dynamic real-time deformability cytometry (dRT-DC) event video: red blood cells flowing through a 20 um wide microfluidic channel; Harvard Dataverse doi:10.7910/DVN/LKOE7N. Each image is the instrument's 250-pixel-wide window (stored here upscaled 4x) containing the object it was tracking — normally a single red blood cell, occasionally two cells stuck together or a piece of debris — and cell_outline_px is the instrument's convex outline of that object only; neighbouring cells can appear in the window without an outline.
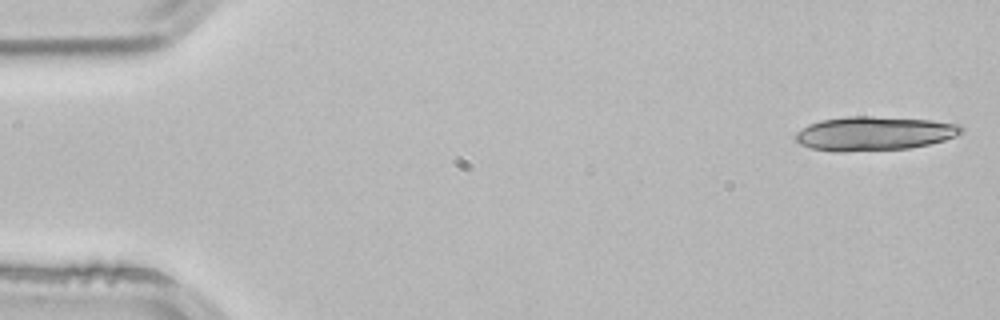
{"species": "common noctule bat (a hibernating species)", "species_latin": "Nyctalus noctula", "temperature_condition": "room temperature", "stored_images_in_passage": 4, "segment_of_instrument_passage": [2, 2], "camera_frame_rate_fps": 3000, "um_per_image_px": 0.085, "animal": {"sex": "male", "body_mass_g": 21.5, "forearm_length_mm": 52.0}, "frame": {"image": 1, "passage_image": 4, "time_ms": 1.0, "image_size_px": [1000, 320], "cell_outline_px": [[964, 132], [956, 136], [944, 140], [928, 144], [908, 148], [844, 152], [836, 152], [812, 148], [800, 144], [792, 136], [796, 132], [808, 124], [820, 120], [848, 116], [872, 116], [932, 120], [960, 124], [964, 128]], "centroid_in_image_um": [74.29, 11.34], "position_along_channel_um": 10.7, "area_um2": 33.12}}